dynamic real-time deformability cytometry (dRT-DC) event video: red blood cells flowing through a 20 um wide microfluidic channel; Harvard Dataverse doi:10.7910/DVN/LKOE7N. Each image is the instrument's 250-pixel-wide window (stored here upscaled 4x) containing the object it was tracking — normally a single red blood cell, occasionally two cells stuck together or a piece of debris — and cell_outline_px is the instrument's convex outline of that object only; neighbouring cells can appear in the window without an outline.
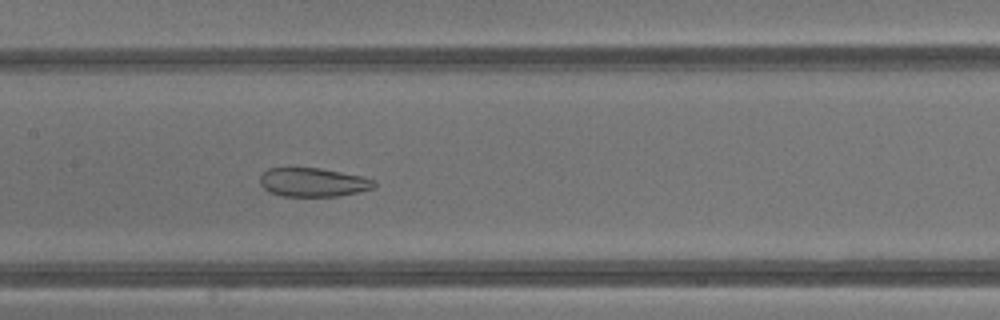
{"species": "common noctule bat (a hibernating species)", "species_latin": "Nyctalus noctula", "temperature_condition": "warm", "stored_images_in_passage": 44, "camera_frame_rate_fps": 3000, "um_per_image_px": 0.085, "animal": {"sex": "male", "body_mass_g": 13.3}, "frame": {"image": 1, "passage_image": 22, "time_ms": 7.0, "image_size_px": [1000, 320], "cell_outline_px": [[376, 188], [360, 192], [340, 196], [280, 196], [268, 192], [260, 184], [260, 176], [268, 168], [320, 168], [364, 176], [376, 180]], "centroid_in_image_um": [26.66, 15.5], "position_along_channel_um": 180.7, "area_um2": 19.48}}
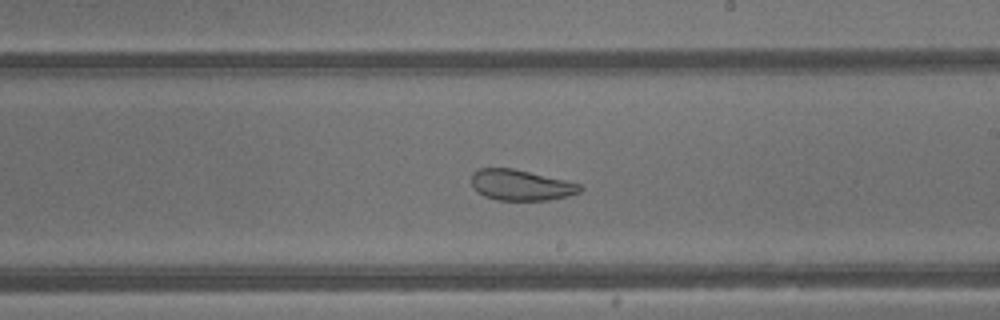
{"frame": {"image": 2, "passage_image": 26, "time_ms": 8.333, "image_size_px": [1000, 320], "cell_outline_px": [[584, 188], [580, 192], [568, 196], [548, 200], [496, 200], [484, 196], [476, 192], [472, 184], [472, 172], [480, 168], [512, 168], [564, 180], [580, 184]], "centroid_in_image_um": [44.25, 15.74], "position_along_channel_um": 244.7, "area_um2": 19.42}}
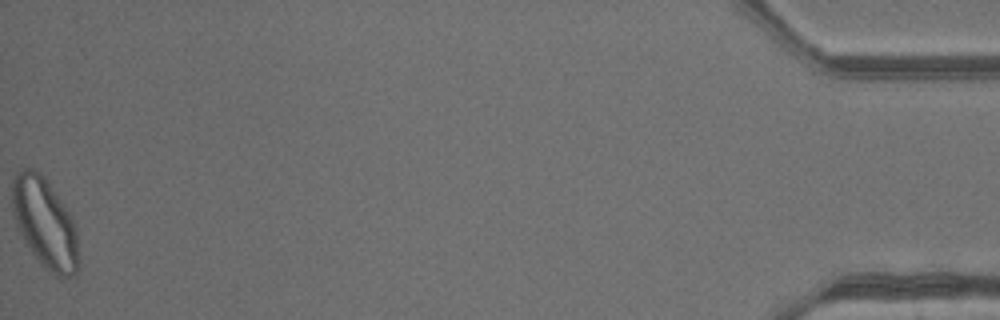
{"frame": {"image": 3, "passage_image": 44, "time_ms": 14.333, "image_size_px": [1000, 320], "cell_outline_px": [[76, 276], [60, 280], [32, 252], [24, 240], [20, 232], [12, 208], [12, 176], [16, 172], [24, 168], [32, 168], [40, 172], [44, 176], [72, 216], [76, 232]], "centroid_in_image_um": [3.79, 18.91], "position_along_channel_um": 431.4, "area_um2": 34.16}, "authors_computed_cell_mechanics": {"area_um2": 29.5936, "velocity_mm_per_s": 4.8155, "shape_relaxation_time_tau1_ms": null, "shape_relaxation_time_tau2_ms": 1.2582, "deformation_change_tau1": null, "deformation_change_tau2": 0.0847}}